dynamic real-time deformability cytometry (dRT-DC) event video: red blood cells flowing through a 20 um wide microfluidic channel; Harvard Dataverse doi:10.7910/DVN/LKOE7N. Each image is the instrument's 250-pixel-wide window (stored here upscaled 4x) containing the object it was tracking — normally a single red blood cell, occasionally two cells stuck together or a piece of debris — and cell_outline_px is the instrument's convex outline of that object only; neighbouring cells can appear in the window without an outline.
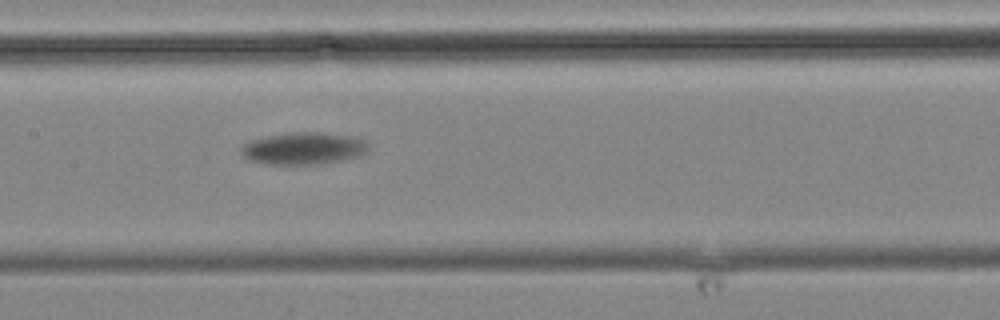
{"species": "common noctule bat (a hibernating species)", "species_latin": "Nyctalus noctula", "temperature_condition": "cold", "stored_images_in_passage": 14, "camera_frame_rate_fps": 3000, "um_per_image_px": 0.085, "animal": {"sex": "male", "body_mass_g": 19.2, "forearm_length_mm": 51.8}, "frame": {"image": 1, "passage_image": 14, "time_ms": 18.667, "image_size_px": [1000, 320], "cell_outline_px": [[368, 148], [364, 152], [356, 156], [340, 160], [320, 164], [272, 164], [248, 160], [240, 156], [240, 148], [244, 144], [252, 140], [272, 136], [300, 132], [316, 132], [356, 136], [364, 140], [368, 144]], "centroid_in_image_um": [25.78, 12.62], "position_along_channel_um": 181.6, "area_um2": 23.47}}